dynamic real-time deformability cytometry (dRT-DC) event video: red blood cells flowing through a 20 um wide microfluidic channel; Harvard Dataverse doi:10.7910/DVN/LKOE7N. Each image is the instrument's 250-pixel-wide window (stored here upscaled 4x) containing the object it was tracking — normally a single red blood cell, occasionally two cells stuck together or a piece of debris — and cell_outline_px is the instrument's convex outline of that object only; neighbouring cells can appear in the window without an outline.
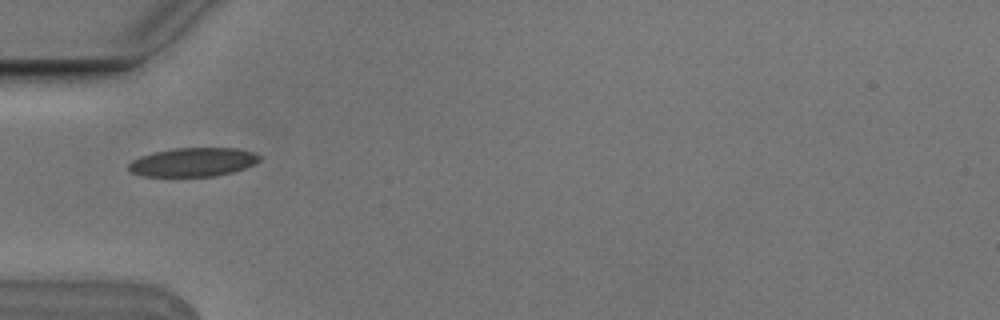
{"species": "Egyptian fruit bat (a non-hibernating species)", "species_latin": "Rousettus aegyptiacus", "temperature_condition": "cold", "stored_images_in_passage": 3, "camera_frame_rate_fps": 3000, "um_per_image_px": 0.085, "animal": {"sex": "male"}, "frame": {"image": 1, "passage_image": 1, "time_ms": 0.0, "image_size_px": [1000, 320], "cell_outline_px": [[260, 160], [244, 168], [232, 172], [216, 176], [140, 176], [132, 172], [128, 168], [128, 164], [132, 160], [140, 156], [152, 152], [172, 148], [236, 148], [252, 152], [260, 156]], "centroid_in_image_um": [16.36, 13.77], "position_along_channel_um": 68.6, "area_um2": 21.91}}
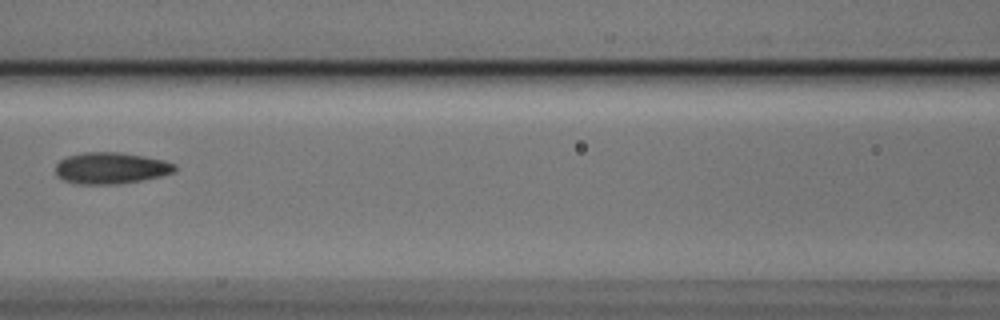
{"frame": {"image": 2, "passage_image": 3, "time_ms": 0.667, "image_size_px": [1000, 320], "cell_outline_px": [[176, 168], [172, 172], [160, 176], [140, 180], [116, 184], [76, 184], [64, 180], [56, 176], [56, 164], [60, 160], [68, 156], [84, 152], [120, 152], [144, 156], [164, 160], [176, 164]], "centroid_in_image_um": [9.4, 14.28], "position_along_channel_um": 157.2, "area_um2": 21.79}}